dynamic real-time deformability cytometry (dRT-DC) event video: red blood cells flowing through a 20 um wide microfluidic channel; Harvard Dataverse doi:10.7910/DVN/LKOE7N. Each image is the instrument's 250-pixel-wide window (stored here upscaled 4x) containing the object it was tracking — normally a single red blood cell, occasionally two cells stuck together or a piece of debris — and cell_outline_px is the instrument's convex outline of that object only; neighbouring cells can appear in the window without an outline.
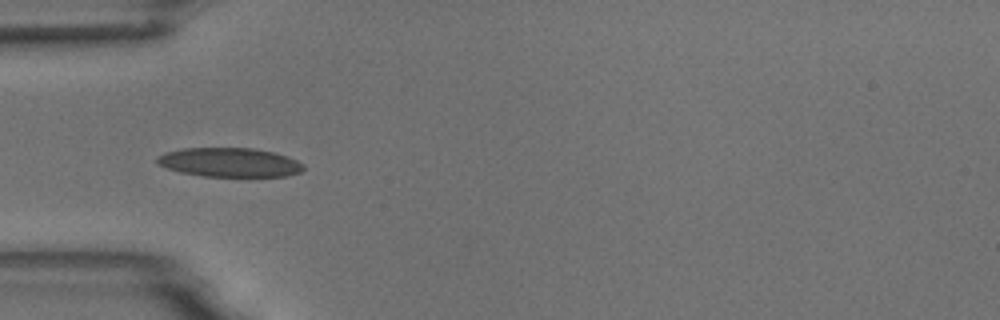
{"species": "common noctule bat (a hibernating species)", "species_latin": "Nyctalus noctula", "temperature_condition": "room temperature", "stored_images_in_passage": 6, "camera_frame_rate_fps": 3000, "um_per_image_px": 0.085, "animal": {"sex": "male", "body_mass_g": 18.8}, "frame": {"image": 1, "passage_image": 5, "time_ms": 4.667, "image_size_px": [1000, 320], "cell_outline_px": [[304, 168], [300, 172], [288, 176], [204, 176], [180, 172], [156, 164], [156, 156], [168, 152], [184, 148], [252, 148], [276, 152], [288, 156], [304, 164]], "centroid_in_image_um": [19.53, 13.8], "position_along_channel_um": 65.5, "area_um2": 24.85}}